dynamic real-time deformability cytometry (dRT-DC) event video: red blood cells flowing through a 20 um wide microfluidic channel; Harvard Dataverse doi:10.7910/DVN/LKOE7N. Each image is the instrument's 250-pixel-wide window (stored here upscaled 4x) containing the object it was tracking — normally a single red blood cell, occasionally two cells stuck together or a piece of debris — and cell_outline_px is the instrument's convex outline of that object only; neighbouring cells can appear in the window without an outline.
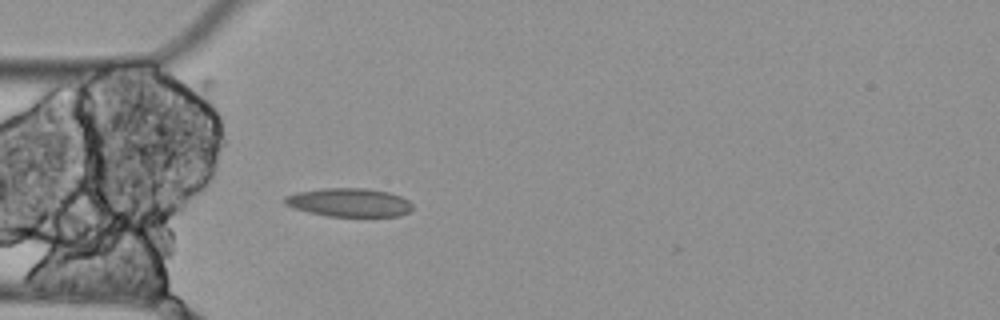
{"species": "Egyptian fruit bat (a non-hibernating species)", "species_latin": "Rousettus aegyptiacus", "temperature_condition": "cold", "stored_images_in_passage": 2, "camera_frame_rate_fps": 3000, "um_per_image_px": 0.085, "animal": {"sex": "female"}, "frame": {"image": 1, "passage_image": 2, "time_ms": 0.333, "image_size_px": [1000, 320], "cell_outline_px": [[412, 208], [408, 212], [400, 216], [328, 216], [308, 212], [284, 204], [284, 196], [296, 192], [320, 188], [364, 188], [388, 192], [400, 196], [408, 200], [412, 204]], "centroid_in_image_um": [29.66, 17.2], "position_along_channel_um": 55.3, "area_um2": 21.21}}